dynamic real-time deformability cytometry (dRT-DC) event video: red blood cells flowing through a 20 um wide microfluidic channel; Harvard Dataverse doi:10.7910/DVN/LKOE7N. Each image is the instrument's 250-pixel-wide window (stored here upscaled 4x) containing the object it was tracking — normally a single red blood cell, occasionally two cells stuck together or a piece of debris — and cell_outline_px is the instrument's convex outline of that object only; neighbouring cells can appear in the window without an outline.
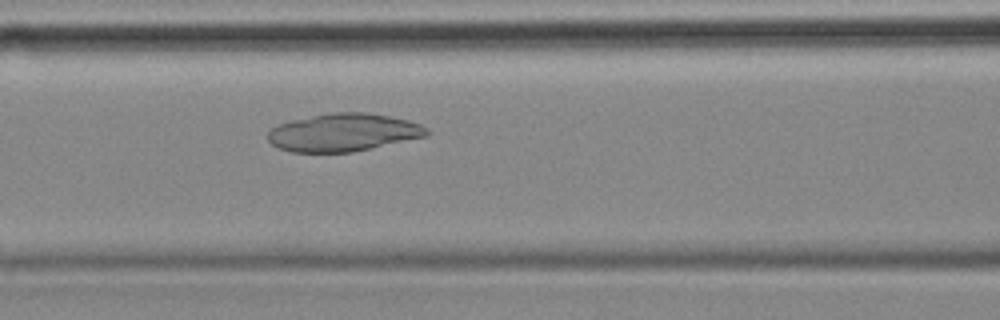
{"species": "common noctule bat (a hibernating species)", "species_latin": "Nyctalus noctula", "temperature_condition": "cold", "stored_images_in_passage": 56, "camera_frame_rate_fps": 3000, "um_per_image_px": 0.085, "animal": {"sex": "female", "body_mass_g": 18.4}, "frame": {"image": 1, "passage_image": 23, "time_ms": 7.333, "image_size_px": [1000, 320], "cell_outline_px": [[432, 132], [428, 136], [352, 152], [292, 152], [280, 148], [272, 144], [268, 140], [268, 132], [276, 124], [292, 120], [332, 112], [364, 112], [388, 116], [408, 120], [420, 124], [428, 128]], "centroid_in_image_um": [29.21, 11.26], "position_along_channel_um": 137.4, "area_um2": 35.03}}
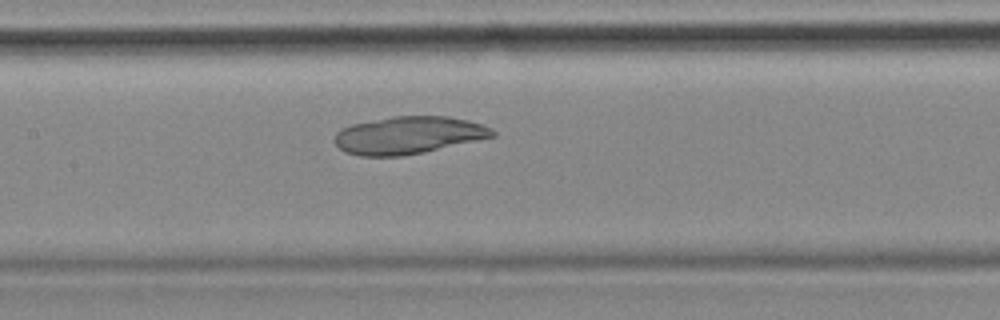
{"frame": {"image": 2, "passage_image": 26, "time_ms": 8.333, "image_size_px": [1000, 320], "cell_outline_px": [[496, 136], [424, 152], [400, 156], [360, 156], [344, 152], [332, 140], [336, 132], [340, 128], [352, 124], [392, 116], [448, 116], [468, 120], [492, 128], [496, 132]], "centroid_in_image_um": [34.69, 11.49], "position_along_channel_um": 172.7, "area_um2": 34.62}}
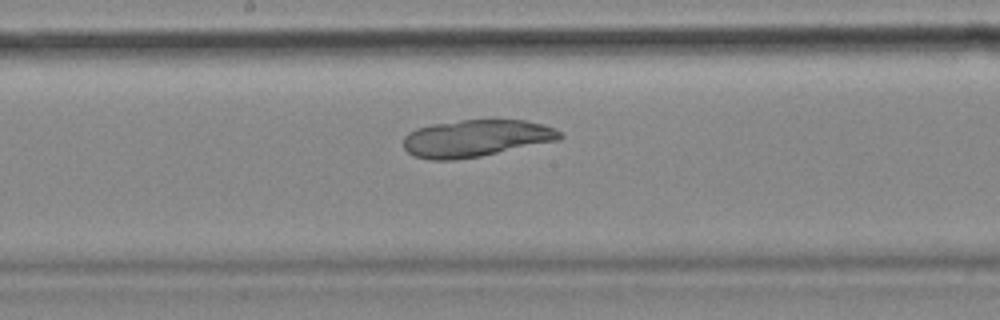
{"frame": {"image": 3, "passage_image": 29, "time_ms": 9.333, "image_size_px": [1000, 320], "cell_outline_px": [[564, 136], [560, 140], [480, 156], [452, 160], [428, 160], [412, 156], [404, 148], [404, 136], [408, 132], [416, 128], [432, 124], [460, 120], [528, 120], [544, 124], [556, 128], [564, 132]], "centroid_in_image_um": [40.48, 11.75], "position_along_channel_um": 207.7, "area_um2": 34.16}}